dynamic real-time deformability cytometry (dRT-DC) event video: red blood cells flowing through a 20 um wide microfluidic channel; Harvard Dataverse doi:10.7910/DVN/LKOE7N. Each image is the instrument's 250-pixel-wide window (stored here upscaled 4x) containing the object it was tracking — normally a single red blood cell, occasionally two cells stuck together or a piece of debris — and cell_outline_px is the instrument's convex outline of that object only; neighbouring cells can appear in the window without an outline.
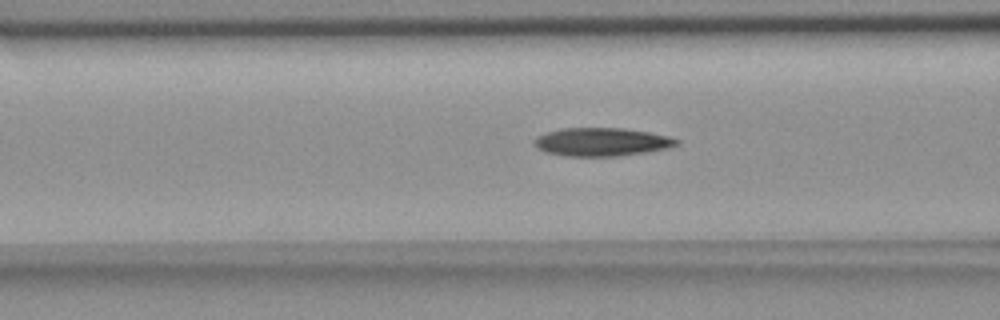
{"species": "common noctule bat (a hibernating species)", "species_latin": "Nyctalus noctula", "temperature_condition": "room temperature", "stored_images_in_passage": 46, "camera_frame_rate_fps": 3000, "um_per_image_px": 0.085, "animal": {"sex": "female", "body_mass_g": 18.4}, "frame": {"image": 1, "passage_image": 14, "time_ms": 4.333, "image_size_px": [1000, 320], "cell_outline_px": [[680, 144], [668, 148], [644, 152], [616, 156], [564, 156], [544, 152], [532, 144], [532, 140], [536, 136], [548, 132], [564, 128], [624, 128], [648, 132], [668, 136], [680, 140]], "centroid_in_image_um": [51.11, 12.06], "position_along_channel_um": 115.5, "area_um2": 23.52}}
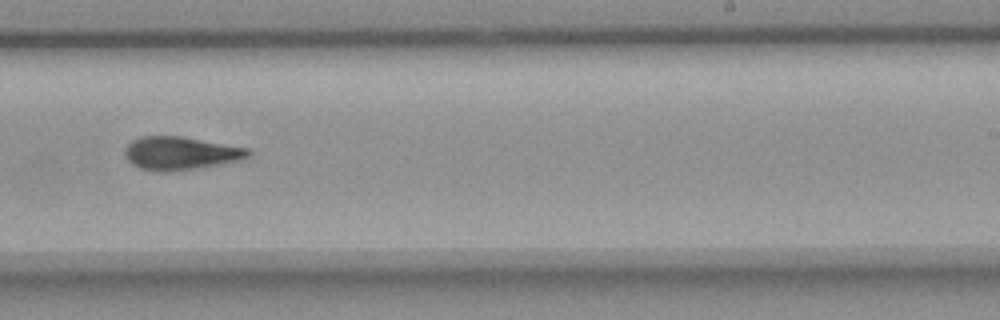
{"frame": {"image": 2, "passage_image": 27, "time_ms": 8.667, "image_size_px": [1000, 320], "cell_outline_px": [[252, 156], [240, 160], [200, 168], [168, 172], [160, 172], [140, 168], [132, 164], [128, 160], [124, 152], [128, 144], [132, 140], [140, 136], [180, 136], [248, 148], [252, 152]], "centroid_in_image_um": [15.36, 13.03], "position_along_channel_um": 273.6, "area_um2": 23.93}}
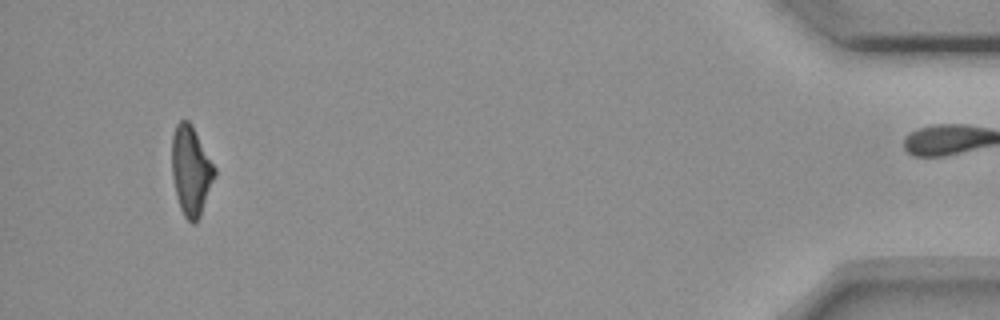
{"frame": {"image": 3, "passage_image": 45, "time_ms": 14.667, "image_size_px": [1000, 320], "cell_outline_px": [[216, 172], [200, 216], [192, 224], [184, 216], [180, 208], [176, 196], [172, 176], [172, 136], [176, 124], [180, 120], [188, 120], [192, 124], [216, 168]], "centroid_in_image_um": [16.22, 14.47], "position_along_channel_um": 419.0, "area_um2": 22.14}, "authors_computed_cell_mechanics": {"area_um2": 23.12, "velocity_mm_per_s": 3.6613, "shape_relaxation_time_tau1_ms": 5.6739, "shape_relaxation_time_tau2_ms": 7.0262, "deformation_change_tau1": 0.1763, "deformation_change_tau2": 0.1664}}